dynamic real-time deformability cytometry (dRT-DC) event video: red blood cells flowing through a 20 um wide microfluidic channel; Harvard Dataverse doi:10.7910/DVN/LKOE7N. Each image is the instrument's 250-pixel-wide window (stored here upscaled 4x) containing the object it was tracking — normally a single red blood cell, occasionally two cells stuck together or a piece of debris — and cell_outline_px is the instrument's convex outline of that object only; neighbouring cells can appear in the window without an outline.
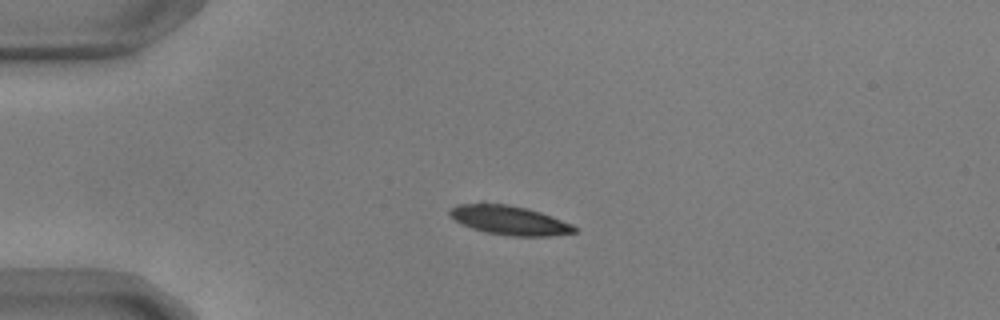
{"species": "common noctule bat (a hibernating species)", "species_latin": "Nyctalus noctula", "temperature_condition": "warm", "stored_images_in_passage": 43, "camera_frame_rate_fps": 3000, "um_per_image_px": 0.085, "animal": {"sex": "male", "body_mass_g": 17.9, "forearm_length_mm": 54.2}, "frame": {"image": 1, "passage_image": 1, "time_ms": 0.0, "image_size_px": [1000, 320], "cell_outline_px": [[576, 232], [548, 236], [512, 236], [484, 232], [460, 224], [448, 212], [452, 208], [460, 204], [508, 204], [528, 208], [552, 216], [572, 224], [576, 228]], "centroid_in_image_um": [43.32, 18.73], "position_along_channel_um": 41.7, "area_um2": 20.92}}
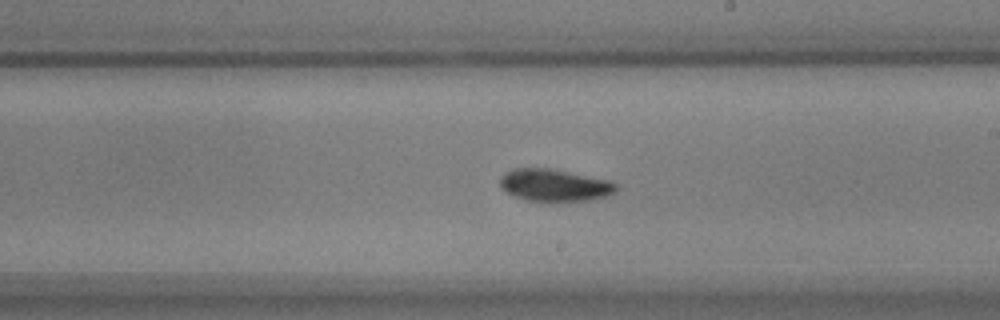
{"frame": {"image": 2, "passage_image": 20, "time_ms": 6.333, "image_size_px": [1000, 320], "cell_outline_px": [[620, 188], [616, 192], [608, 196], [588, 200], [556, 204], [552, 204], [524, 200], [512, 196], [500, 188], [500, 176], [504, 172], [512, 168], [548, 168], [612, 180]], "centroid_in_image_um": [47.13, 15.78], "position_along_channel_um": 241.9, "area_um2": 22.95}}
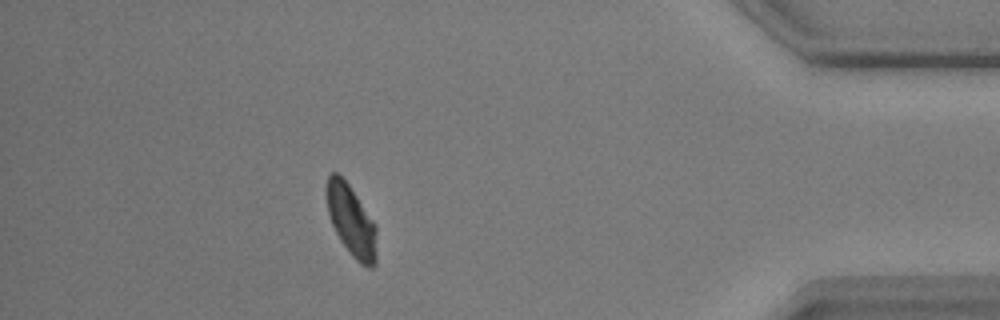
{"frame": {"image": 3, "passage_image": 37, "time_ms": 12.0, "image_size_px": [1000, 320], "cell_outline_px": [[376, 264], [372, 268], [368, 268], [360, 264], [352, 256], [340, 240], [332, 224], [328, 212], [324, 188], [328, 176], [332, 172], [336, 172], [348, 184], [376, 224]], "centroid_in_image_um": [29.85, 18.77], "position_along_channel_um": 405.4, "area_um2": 20.87}, "authors_computed_cell_mechanics": {"area_um2": 21.675, "velocity_mm_per_s": 3.6309, "shape_relaxation_time_tau1_ms": 4.5198, "shape_relaxation_time_tau2_ms": 7.8924, "deformation_change_tau1": 0.1263, "deformation_change_tau2": 0.0964}}